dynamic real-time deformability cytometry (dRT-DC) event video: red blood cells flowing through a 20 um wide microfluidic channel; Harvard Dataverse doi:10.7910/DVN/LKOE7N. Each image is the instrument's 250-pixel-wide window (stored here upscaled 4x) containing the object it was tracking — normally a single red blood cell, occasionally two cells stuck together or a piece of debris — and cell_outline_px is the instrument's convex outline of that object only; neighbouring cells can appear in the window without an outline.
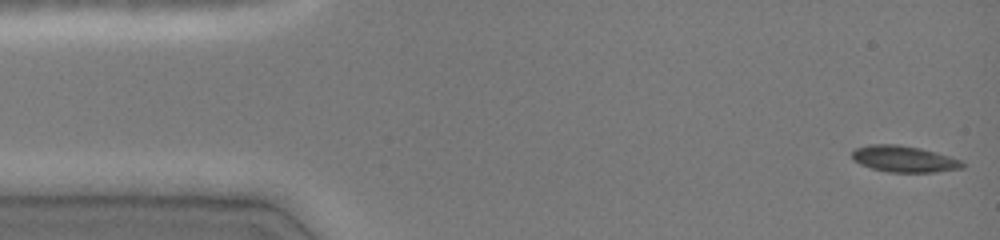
{"species": "common noctule bat (a hibernating species)", "species_latin": "Nyctalus noctula", "temperature_condition": "cold", "stored_images_in_passage": 46, "camera_frame_rate_fps": 3000, "um_per_image_px": 0.085, "animal": {"sex": "female", "body_mass_g": 19.0, "forearm_length_mm": 51.5}, "frame": {"image": 1, "passage_image": 1, "time_ms": 0.0, "image_size_px": [1000, 240], "cell_outline_px": [[964, 168], [936, 172], [888, 172], [872, 168], [860, 164], [852, 160], [852, 152], [856, 148], [868, 144], [896, 144], [920, 148], [936, 152], [960, 160], [964, 164]], "centroid_in_image_um": [76.82, 13.51], "position_along_channel_um": 8.2, "area_um2": 16.94}}
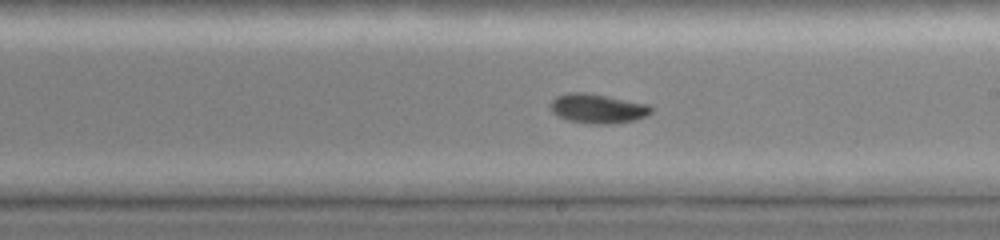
{"frame": {"image": 2, "passage_image": 26, "time_ms": 8.333, "image_size_px": [1000, 240], "cell_outline_px": [[652, 112], [636, 120], [608, 124], [592, 124], [568, 120], [552, 112], [548, 104], [556, 96], [568, 92], [584, 92], [608, 96], [648, 104], [652, 108]], "centroid_in_image_um": [50.77, 9.22], "position_along_channel_um": 238.2, "area_um2": 17.28}}
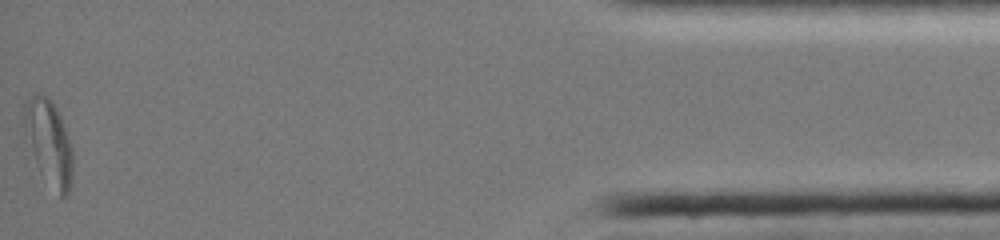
{"frame": {"image": 3, "passage_image": 46, "time_ms": 15.0, "image_size_px": [1000, 240], "cell_outline_px": [[72, 176], [68, 192], [60, 200], [40, 172], [24, 124], [20, 104], [32, 96], [40, 92], [52, 100], [60, 116], [72, 148]], "centroid_in_image_um": [4.15, 12.08], "position_along_channel_um": 431.0, "area_um2": 23.81}, "authors_computed_cell_mechanics": {"area_um2": 17.1088, "velocity_mm_per_s": 4.0938, "shape_relaxation_time_tau1_ms": 5.6144, "shape_relaxation_time_tau2_ms": 4.9411, "deformation_change_tau1": 0.1612, "deformation_change_tau2": 0.0637}}